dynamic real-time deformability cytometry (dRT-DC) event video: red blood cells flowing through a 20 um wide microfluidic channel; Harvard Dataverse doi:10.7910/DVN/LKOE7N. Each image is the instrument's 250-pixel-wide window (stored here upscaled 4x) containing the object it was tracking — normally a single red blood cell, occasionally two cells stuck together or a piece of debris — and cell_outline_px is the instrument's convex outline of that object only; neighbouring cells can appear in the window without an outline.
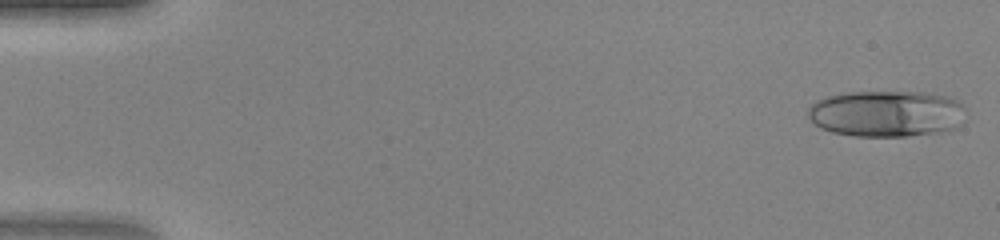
{"species": "human", "species_latin": "Homo sapiens", "temperature_condition": "warm", "stored_images_in_passage": 43, "camera_frame_rate_fps": 3000, "um_per_image_px": 0.085, "donor": {"sex": "female"}, "frame": {"image": 1, "passage_image": 1, "time_ms": 0.0, "image_size_px": [1000, 240], "cell_outline_px": [[964, 108], [960, 124], [956, 128], [948, 132], [908, 136], [852, 136], [832, 132], [820, 128], [808, 116], [808, 108], [816, 100], [840, 92], [932, 92], [956, 100], [964, 104]], "centroid_in_image_um": [75.36, 9.66], "position_along_channel_um": 9.6, "area_um2": 43.12}}
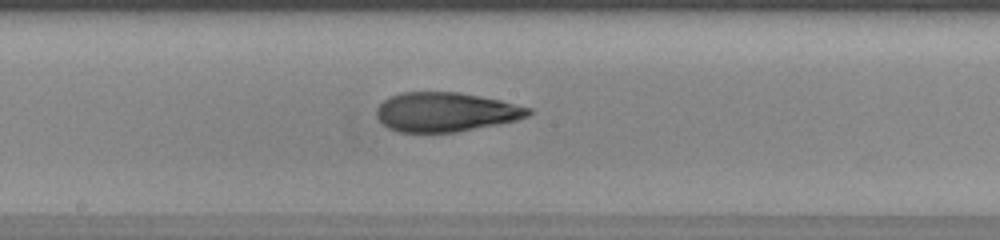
{"frame": {"image": 2, "passage_image": 25, "time_ms": 8.0, "image_size_px": [1000, 240], "cell_outline_px": [[532, 112], [528, 116], [516, 120], [500, 124], [456, 132], [396, 132], [388, 128], [376, 116], [376, 108], [388, 96], [400, 92], [456, 92], [480, 96], [500, 100], [532, 108]], "centroid_in_image_um": [37.87, 9.52], "position_along_channel_um": 210.3, "area_um2": 34.91}}
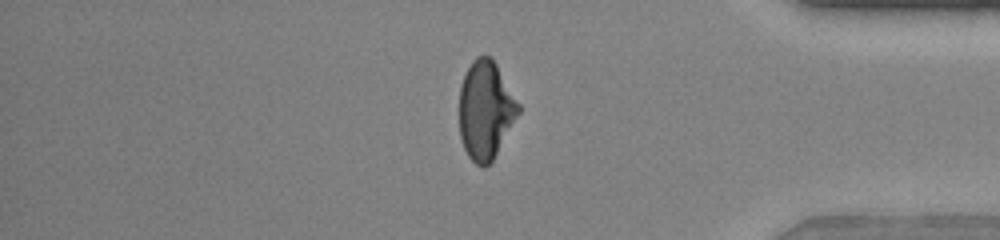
{"frame": {"image": 3, "passage_image": 39, "time_ms": 12.667, "image_size_px": [1000, 240], "cell_outline_px": [[520, 112], [492, 160], [484, 168], [476, 164], [468, 156], [464, 148], [460, 136], [460, 84], [472, 60], [476, 56], [488, 56], [496, 64], [520, 104]], "centroid_in_image_um": [41.27, 9.36], "position_along_channel_um": 393.9, "area_um2": 33.52}}